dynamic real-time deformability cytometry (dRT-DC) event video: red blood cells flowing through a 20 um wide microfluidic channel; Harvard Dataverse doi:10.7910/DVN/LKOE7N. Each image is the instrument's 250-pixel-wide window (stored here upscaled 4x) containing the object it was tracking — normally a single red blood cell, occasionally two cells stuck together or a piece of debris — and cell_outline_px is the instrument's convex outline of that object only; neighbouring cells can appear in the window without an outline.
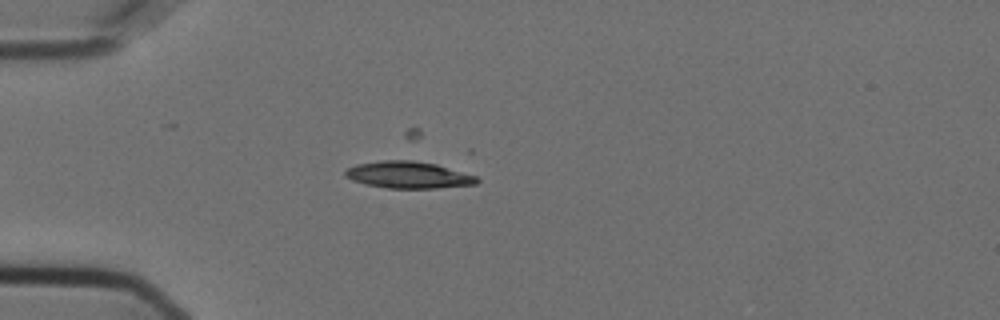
{"species": "Egyptian fruit bat (a non-hibernating species)", "species_latin": "Rousettus aegyptiacus", "temperature_condition": "cold", "stored_images_in_passage": 15, "camera_frame_rate_fps": 3000, "um_per_image_px": 0.085, "animal": {"sex": "female"}, "frame": {"image": 1, "passage_image": 10, "time_ms": 3.0, "image_size_px": [1000, 320], "cell_outline_px": [[480, 180], [476, 184], [436, 188], [388, 188], [364, 184], [352, 180], [344, 176], [344, 172], [348, 168], [356, 164], [380, 160], [412, 160], [436, 164], [476, 176]], "centroid_in_image_um": [34.68, 14.86], "position_along_channel_um": 50.3, "area_um2": 20.58}}
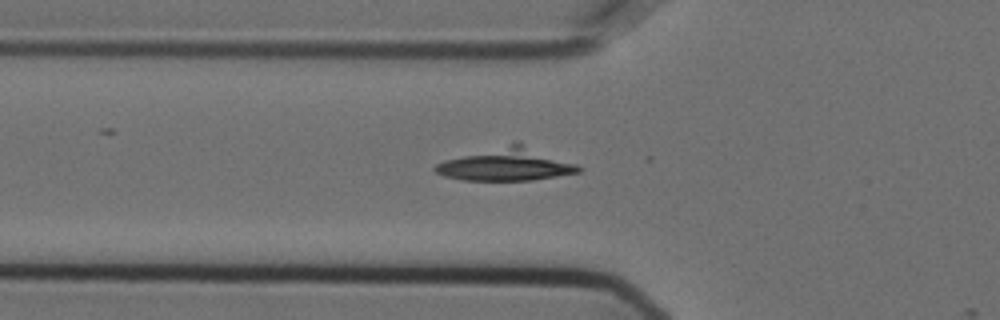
{"frame": {"image": 2, "passage_image": 14, "time_ms": 4.333, "image_size_px": [1000, 320], "cell_outline_px": [[584, 168], [580, 172], [532, 180], [464, 180], [444, 176], [436, 172], [432, 168], [436, 164], [444, 160], [516, 140], [576, 164]], "centroid_in_image_um": [43.04, 13.96], "position_along_channel_um": 82.8, "area_um2": 27.4}}